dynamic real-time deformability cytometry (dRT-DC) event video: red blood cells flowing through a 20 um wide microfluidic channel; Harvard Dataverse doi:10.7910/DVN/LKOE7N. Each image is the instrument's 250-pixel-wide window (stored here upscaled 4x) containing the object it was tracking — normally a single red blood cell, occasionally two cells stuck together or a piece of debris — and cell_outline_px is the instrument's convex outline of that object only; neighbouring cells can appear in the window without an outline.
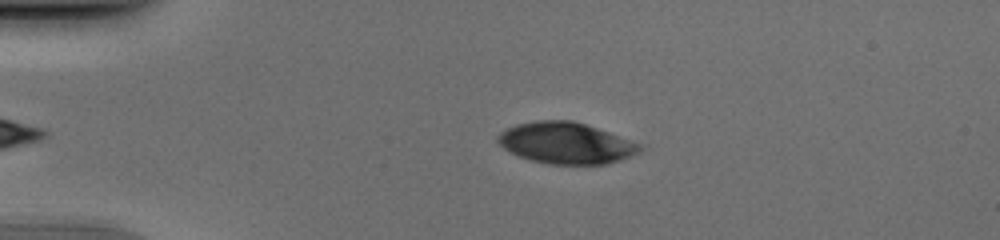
{"species": "human", "species_latin": "Homo sapiens", "temperature_condition": "cold", "stored_images_in_passage": 35, "camera_frame_rate_fps": 3000, "um_per_image_px": 0.085, "donor": {"sex": "male"}, "frame": {"image": 1, "passage_image": 2, "time_ms": 0.333, "image_size_px": [1000, 240], "cell_outline_px": [[648, 148], [640, 152], [620, 160], [608, 164], [548, 164], [532, 160], [520, 156], [504, 148], [496, 140], [496, 136], [500, 132], [516, 124], [536, 120], [572, 120], [644, 144]], "centroid_in_image_um": [48.16, 12.16], "position_along_channel_um": 36.8, "area_um2": 34.28}}
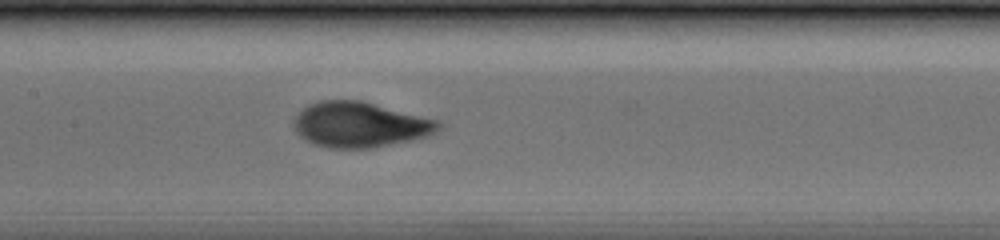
{"frame": {"image": 2, "passage_image": 16, "time_ms": 5.0, "image_size_px": [1000, 240], "cell_outline_px": [[444, 128], [428, 136], [412, 140], [372, 148], [328, 148], [312, 144], [304, 140], [296, 132], [292, 124], [292, 120], [296, 112], [308, 104], [320, 100], [360, 100], [440, 120], [444, 124]], "centroid_in_image_um": [30.58, 10.59], "position_along_channel_um": 176.8, "area_um2": 38.96}}
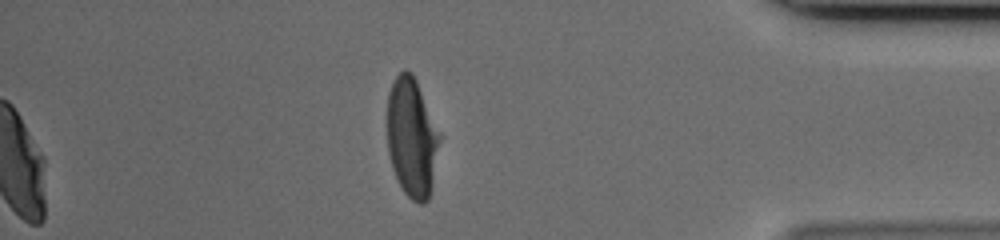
{"frame": {"image": 3, "passage_image": 35, "time_ms": 11.333, "image_size_px": [1000, 240], "cell_outline_px": [[440, 140], [428, 200], [424, 204], [420, 204], [412, 200], [404, 192], [396, 180], [392, 168], [388, 152], [388, 92], [392, 80], [404, 68], [412, 72], [416, 80], [440, 136]], "centroid_in_image_um": [34.97, 11.69], "position_along_channel_um": 400.2, "area_um2": 36.01}}